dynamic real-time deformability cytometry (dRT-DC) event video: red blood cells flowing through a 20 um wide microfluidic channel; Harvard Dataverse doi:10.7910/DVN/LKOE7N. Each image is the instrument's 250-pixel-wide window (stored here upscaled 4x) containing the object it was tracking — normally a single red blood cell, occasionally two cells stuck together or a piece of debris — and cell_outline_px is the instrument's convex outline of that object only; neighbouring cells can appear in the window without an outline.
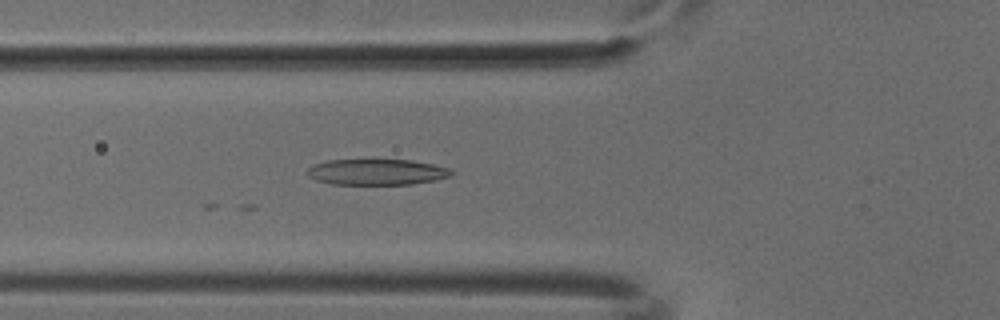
{"species": "common noctule bat (a hibernating species)", "species_latin": "Nyctalus noctula", "temperature_condition": "cold", "stored_images_in_passage": 36, "camera_frame_rate_fps": 3000, "um_per_image_px": 0.085, "animal": {"sex": "male", "body_mass_g": 18.8}, "frame": {"image": 1, "passage_image": 3, "time_ms": 0.667, "image_size_px": [1000, 320], "cell_outline_px": [[456, 172], [452, 176], [436, 180], [412, 184], [332, 184], [316, 180], [308, 176], [308, 168], [312, 164], [328, 160], [412, 160], [432, 164], [448, 168]], "centroid_in_image_um": [32.05, 14.62], "position_along_channel_um": 93.8, "area_um2": 21.79}}
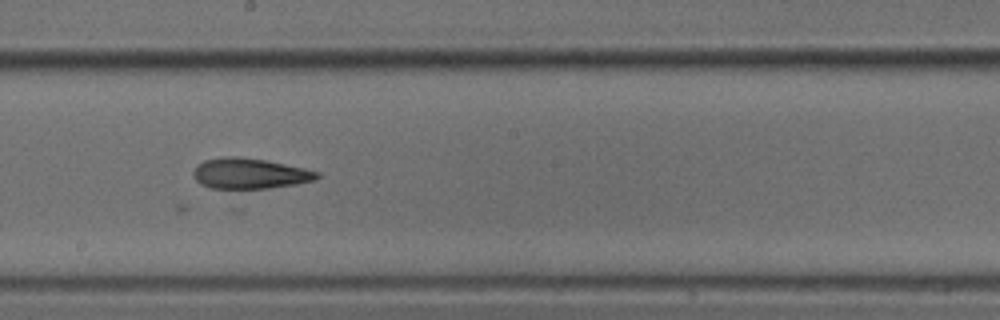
{"frame": {"image": 2, "passage_image": 13, "time_ms": 4.0, "image_size_px": [1000, 320], "cell_outline_px": [[320, 176], [316, 180], [296, 184], [268, 188], [232, 192], [212, 188], [200, 184], [192, 176], [192, 172], [196, 164], [204, 160], [224, 156], [236, 156], [264, 160], [304, 168], [320, 172]], "centroid_in_image_um": [21.16, 14.79], "position_along_channel_um": 227.0, "area_um2": 22.89}}
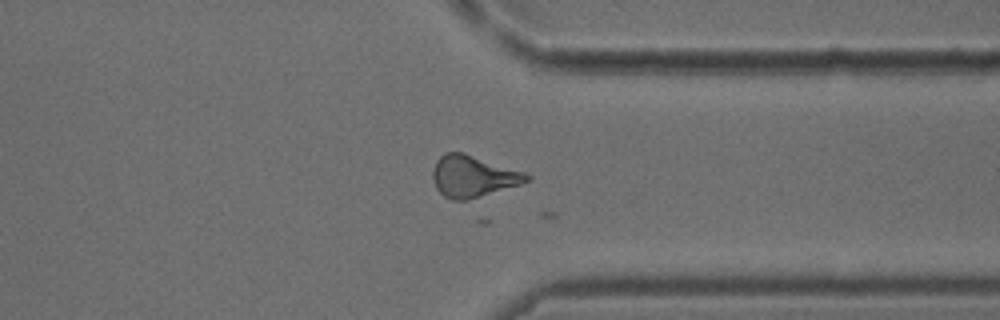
{"frame": {"image": 3, "passage_image": 24, "time_ms": 7.667, "image_size_px": [1000, 320], "cell_outline_px": [[532, 180], [520, 184], [468, 200], [452, 200], [444, 196], [436, 188], [432, 176], [432, 172], [436, 160], [444, 152], [460, 152], [524, 172], [532, 176]], "centroid_in_image_um": [40.19, 15.0], "position_along_channel_um": 371.2, "area_um2": 22.48}}